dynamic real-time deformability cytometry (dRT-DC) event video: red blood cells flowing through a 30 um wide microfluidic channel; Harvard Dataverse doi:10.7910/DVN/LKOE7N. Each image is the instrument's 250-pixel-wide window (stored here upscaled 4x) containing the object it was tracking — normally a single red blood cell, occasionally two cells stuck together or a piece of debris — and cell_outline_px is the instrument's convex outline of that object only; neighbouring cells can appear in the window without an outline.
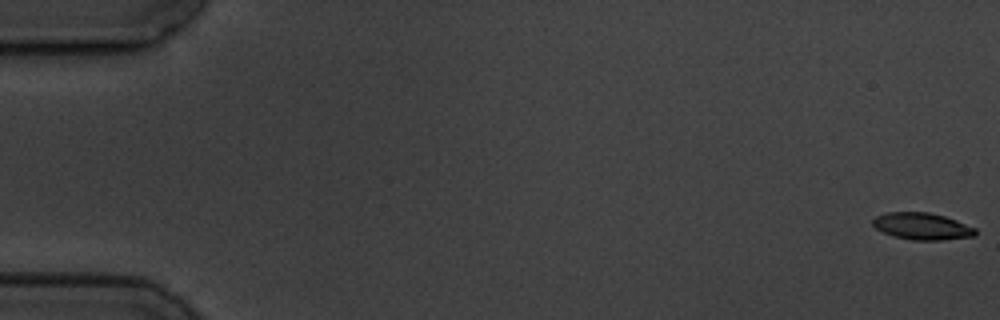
{"species": "common noctule bat (a hibernating species)", "species_latin": "Nyctalus noctula", "temperature_condition": "cold", "stored_images_in_passage": 6, "camera_frame_rate_fps": 3000, "um_per_image_px": 0.085, "animal": {"sex": "male", "body_mass_g": 19.5, "forearm_length_mm": 54.6}, "frame": {"image": 1, "passage_image": 1, "time_ms": 0.0, "image_size_px": [1000, 320], "cell_outline_px": [[976, 236], [944, 240], [912, 240], [892, 236], [876, 228], [872, 224], [872, 220], [876, 216], [888, 212], [928, 212], [944, 216], [956, 220], [976, 228]], "centroid_in_image_um": [78.39, 19.24], "position_along_channel_um": 6.6, "area_um2": 16.13}}
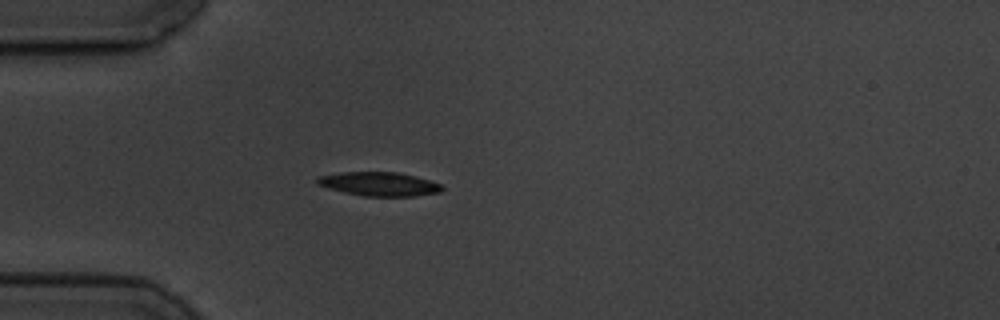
{"frame": {"image": 2, "passage_image": 5, "time_ms": 5.333, "image_size_px": [1000, 320], "cell_outline_px": [[444, 188], [440, 192], [416, 196], [364, 196], [344, 192], [316, 184], [316, 180], [320, 176], [340, 172], [396, 172], [416, 176], [440, 184]], "centroid_in_image_um": [32.24, 15.64], "position_along_channel_um": 52.8, "area_um2": 17.22}}